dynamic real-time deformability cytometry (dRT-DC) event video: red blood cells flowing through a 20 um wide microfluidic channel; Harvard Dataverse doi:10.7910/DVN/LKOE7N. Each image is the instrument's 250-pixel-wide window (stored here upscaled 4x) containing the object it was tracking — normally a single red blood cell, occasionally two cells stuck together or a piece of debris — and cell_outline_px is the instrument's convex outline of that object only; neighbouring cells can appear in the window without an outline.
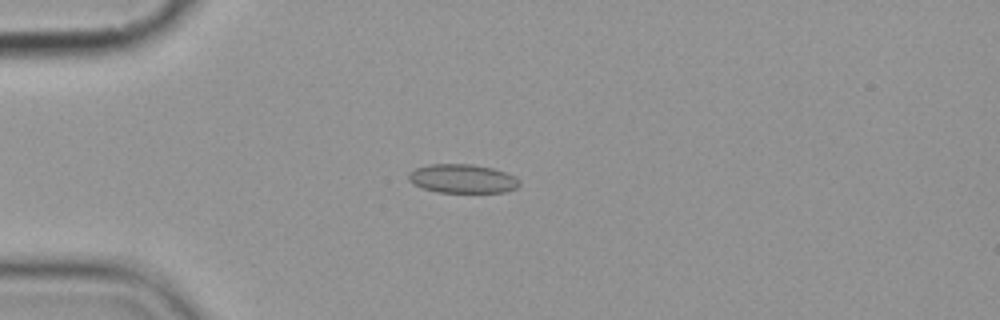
{"species": "common noctule bat (a hibernating species)", "species_latin": "Nyctalus noctula", "temperature_condition": "cold", "stored_images_in_passage": 6, "camera_frame_rate_fps": 3000, "um_per_image_px": 0.085, "animal": {"sex": "female", "body_mass_g": 19.9}, "frame": {"image": 1, "passage_image": 3, "time_ms": 2.333, "image_size_px": [1000, 320], "cell_outline_px": [[520, 184], [516, 188], [504, 192], [440, 192], [420, 188], [412, 184], [408, 180], [408, 172], [416, 168], [428, 164], [472, 164], [492, 168], [516, 176], [520, 180]], "centroid_in_image_um": [39.28, 15.18], "position_along_channel_um": 45.7, "area_um2": 18.79}}
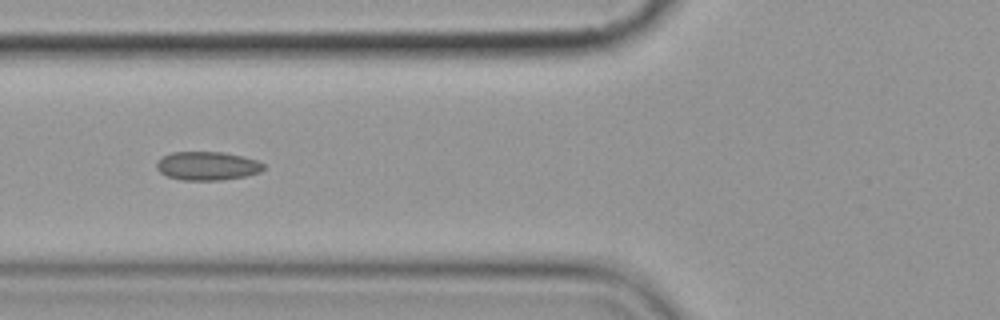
{"frame": {"image": 2, "passage_image": 5, "time_ms": 4.667, "image_size_px": [1000, 320], "cell_outline_px": [[264, 168], [260, 172], [244, 176], [220, 180], [180, 180], [168, 176], [160, 172], [156, 168], [156, 164], [164, 156], [172, 152], [224, 152], [244, 156], [256, 160], [264, 164]], "centroid_in_image_um": [17.63, 14.1], "position_along_channel_um": 108.2, "area_um2": 17.74}}
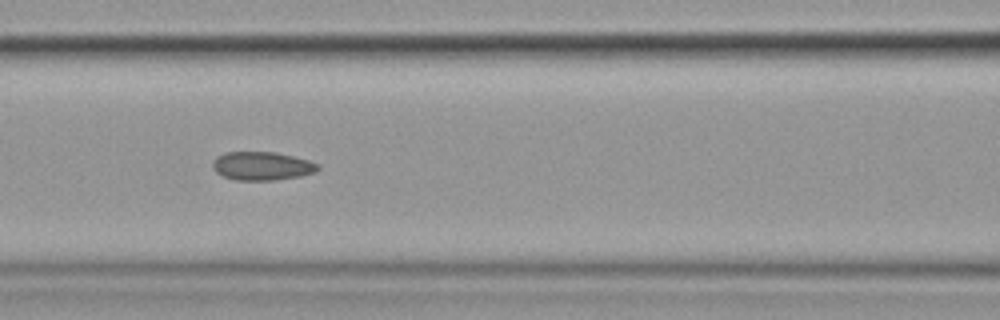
{"frame": {"image": 3, "passage_image": 6, "time_ms": 5.667, "image_size_px": [1000, 320], "cell_outline_px": [[320, 168], [316, 172], [300, 176], [272, 180], [236, 180], [224, 176], [216, 172], [212, 168], [212, 160], [216, 156], [224, 152], [276, 152], [308, 160], [320, 164]], "centroid_in_image_um": [22.25, 14.1], "position_along_channel_um": 144.3, "area_um2": 17.57}}